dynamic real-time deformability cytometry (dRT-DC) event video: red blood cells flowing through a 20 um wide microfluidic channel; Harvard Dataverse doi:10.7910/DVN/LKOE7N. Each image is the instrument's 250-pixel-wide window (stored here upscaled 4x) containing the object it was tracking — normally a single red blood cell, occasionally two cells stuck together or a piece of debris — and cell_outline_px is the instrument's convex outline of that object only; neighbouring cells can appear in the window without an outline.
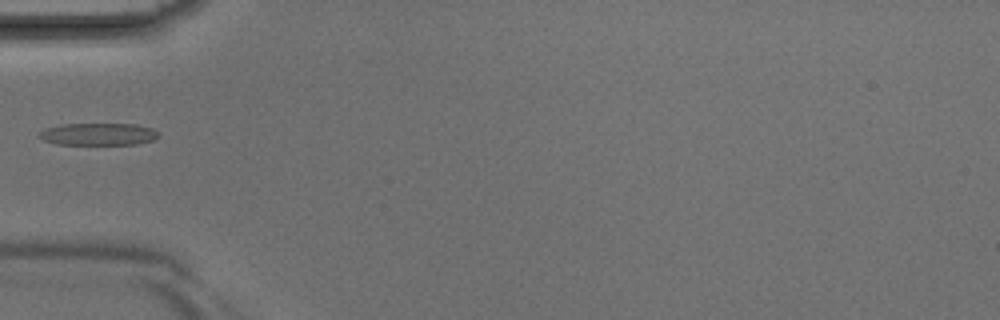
{"species": "Egyptian fruit bat (a non-hibernating species)", "species_latin": "Rousettus aegyptiacus", "temperature_condition": "room temperature", "stored_images_in_passage": 3, "camera_frame_rate_fps": 3000, "um_per_image_px": 0.085, "animal": {"sex": "male"}, "frame": {"image": 1, "passage_image": 3, "time_ms": 0.667, "image_size_px": [1000, 320], "cell_outline_px": [[160, 136], [152, 140], [136, 144], [56, 144], [44, 140], [36, 136], [44, 128], [64, 124], [136, 124], [152, 128]], "centroid_in_image_um": [8.33, 11.4], "position_along_channel_um": 76.7, "area_um2": 15.37}}